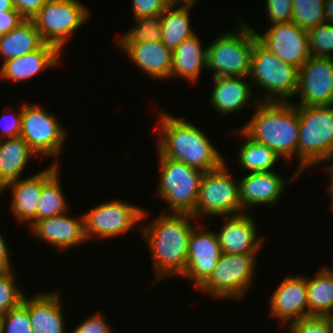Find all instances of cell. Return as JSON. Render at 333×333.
Masks as SVG:
<instances>
[{
    "label": "cell",
    "mask_w": 333,
    "mask_h": 333,
    "mask_svg": "<svg viewBox=\"0 0 333 333\" xmlns=\"http://www.w3.org/2000/svg\"><path fill=\"white\" fill-rule=\"evenodd\" d=\"M166 211L163 210L153 222L139 226L150 250L156 282L184 273L189 238L194 228L192 214Z\"/></svg>",
    "instance_id": "obj_1"
},
{
    "label": "cell",
    "mask_w": 333,
    "mask_h": 333,
    "mask_svg": "<svg viewBox=\"0 0 333 333\" xmlns=\"http://www.w3.org/2000/svg\"><path fill=\"white\" fill-rule=\"evenodd\" d=\"M159 121L157 151L163 157L183 162L203 173L226 162L199 127L165 112L160 113Z\"/></svg>",
    "instance_id": "obj_2"
},
{
    "label": "cell",
    "mask_w": 333,
    "mask_h": 333,
    "mask_svg": "<svg viewBox=\"0 0 333 333\" xmlns=\"http://www.w3.org/2000/svg\"><path fill=\"white\" fill-rule=\"evenodd\" d=\"M256 101L253 116L241 129L251 139L265 144L288 163L297 153V106L291 102Z\"/></svg>",
    "instance_id": "obj_3"
},
{
    "label": "cell",
    "mask_w": 333,
    "mask_h": 333,
    "mask_svg": "<svg viewBox=\"0 0 333 333\" xmlns=\"http://www.w3.org/2000/svg\"><path fill=\"white\" fill-rule=\"evenodd\" d=\"M299 138L297 143L298 167L292 181L307 168L328 163L333 156V105L297 106Z\"/></svg>",
    "instance_id": "obj_4"
},
{
    "label": "cell",
    "mask_w": 333,
    "mask_h": 333,
    "mask_svg": "<svg viewBox=\"0 0 333 333\" xmlns=\"http://www.w3.org/2000/svg\"><path fill=\"white\" fill-rule=\"evenodd\" d=\"M239 28L219 34L207 47V70L213 77H247L250 74L251 55L256 41V31L241 22Z\"/></svg>",
    "instance_id": "obj_5"
},
{
    "label": "cell",
    "mask_w": 333,
    "mask_h": 333,
    "mask_svg": "<svg viewBox=\"0 0 333 333\" xmlns=\"http://www.w3.org/2000/svg\"><path fill=\"white\" fill-rule=\"evenodd\" d=\"M249 77L260 90L266 91L265 98H259V102H289L296 97L299 69L283 62L258 40L251 55Z\"/></svg>",
    "instance_id": "obj_6"
},
{
    "label": "cell",
    "mask_w": 333,
    "mask_h": 333,
    "mask_svg": "<svg viewBox=\"0 0 333 333\" xmlns=\"http://www.w3.org/2000/svg\"><path fill=\"white\" fill-rule=\"evenodd\" d=\"M157 153L160 169L157 195L169 205V213L193 214L204 173Z\"/></svg>",
    "instance_id": "obj_7"
},
{
    "label": "cell",
    "mask_w": 333,
    "mask_h": 333,
    "mask_svg": "<svg viewBox=\"0 0 333 333\" xmlns=\"http://www.w3.org/2000/svg\"><path fill=\"white\" fill-rule=\"evenodd\" d=\"M256 255L222 253L213 272L197 289L214 299L243 298L254 281Z\"/></svg>",
    "instance_id": "obj_8"
},
{
    "label": "cell",
    "mask_w": 333,
    "mask_h": 333,
    "mask_svg": "<svg viewBox=\"0 0 333 333\" xmlns=\"http://www.w3.org/2000/svg\"><path fill=\"white\" fill-rule=\"evenodd\" d=\"M224 162L220 167L204 173L196 208L192 216H233L245 213L240 204L239 182L229 173Z\"/></svg>",
    "instance_id": "obj_9"
},
{
    "label": "cell",
    "mask_w": 333,
    "mask_h": 333,
    "mask_svg": "<svg viewBox=\"0 0 333 333\" xmlns=\"http://www.w3.org/2000/svg\"><path fill=\"white\" fill-rule=\"evenodd\" d=\"M88 15V8L79 0H47L32 21L42 40L62 51L64 44L84 24Z\"/></svg>",
    "instance_id": "obj_10"
},
{
    "label": "cell",
    "mask_w": 333,
    "mask_h": 333,
    "mask_svg": "<svg viewBox=\"0 0 333 333\" xmlns=\"http://www.w3.org/2000/svg\"><path fill=\"white\" fill-rule=\"evenodd\" d=\"M66 134L64 126L42 106L23 104L20 136L36 156L56 158L65 143Z\"/></svg>",
    "instance_id": "obj_11"
},
{
    "label": "cell",
    "mask_w": 333,
    "mask_h": 333,
    "mask_svg": "<svg viewBox=\"0 0 333 333\" xmlns=\"http://www.w3.org/2000/svg\"><path fill=\"white\" fill-rule=\"evenodd\" d=\"M145 210L121 200L97 205L83 214L86 238L91 241L96 237L107 239L124 235L146 218Z\"/></svg>",
    "instance_id": "obj_12"
},
{
    "label": "cell",
    "mask_w": 333,
    "mask_h": 333,
    "mask_svg": "<svg viewBox=\"0 0 333 333\" xmlns=\"http://www.w3.org/2000/svg\"><path fill=\"white\" fill-rule=\"evenodd\" d=\"M260 34L258 41L283 62L300 67L311 57L307 31L290 22L274 23Z\"/></svg>",
    "instance_id": "obj_13"
},
{
    "label": "cell",
    "mask_w": 333,
    "mask_h": 333,
    "mask_svg": "<svg viewBox=\"0 0 333 333\" xmlns=\"http://www.w3.org/2000/svg\"><path fill=\"white\" fill-rule=\"evenodd\" d=\"M299 94V95H298ZM296 106L333 105V62L331 58L311 56L299 69Z\"/></svg>",
    "instance_id": "obj_14"
},
{
    "label": "cell",
    "mask_w": 333,
    "mask_h": 333,
    "mask_svg": "<svg viewBox=\"0 0 333 333\" xmlns=\"http://www.w3.org/2000/svg\"><path fill=\"white\" fill-rule=\"evenodd\" d=\"M201 227V229H199ZM199 230H198V229ZM193 228L188 244L187 265L182 279L194 281L198 288L213 272L222 254L216 232L202 226Z\"/></svg>",
    "instance_id": "obj_15"
},
{
    "label": "cell",
    "mask_w": 333,
    "mask_h": 333,
    "mask_svg": "<svg viewBox=\"0 0 333 333\" xmlns=\"http://www.w3.org/2000/svg\"><path fill=\"white\" fill-rule=\"evenodd\" d=\"M272 317L286 325L309 316L306 277L287 276L269 299Z\"/></svg>",
    "instance_id": "obj_16"
},
{
    "label": "cell",
    "mask_w": 333,
    "mask_h": 333,
    "mask_svg": "<svg viewBox=\"0 0 333 333\" xmlns=\"http://www.w3.org/2000/svg\"><path fill=\"white\" fill-rule=\"evenodd\" d=\"M248 212L224 217L216 233L222 253L257 254L262 248L263 239L258 237L256 223Z\"/></svg>",
    "instance_id": "obj_17"
},
{
    "label": "cell",
    "mask_w": 333,
    "mask_h": 333,
    "mask_svg": "<svg viewBox=\"0 0 333 333\" xmlns=\"http://www.w3.org/2000/svg\"><path fill=\"white\" fill-rule=\"evenodd\" d=\"M67 212L58 216L35 221L29 228L34 237L58 250H67L87 241L84 216L72 218Z\"/></svg>",
    "instance_id": "obj_18"
},
{
    "label": "cell",
    "mask_w": 333,
    "mask_h": 333,
    "mask_svg": "<svg viewBox=\"0 0 333 333\" xmlns=\"http://www.w3.org/2000/svg\"><path fill=\"white\" fill-rule=\"evenodd\" d=\"M284 179L275 171L254 172L243 176L239 181L242 208L247 211L261 204L269 207L276 205L284 192L286 185Z\"/></svg>",
    "instance_id": "obj_19"
},
{
    "label": "cell",
    "mask_w": 333,
    "mask_h": 333,
    "mask_svg": "<svg viewBox=\"0 0 333 333\" xmlns=\"http://www.w3.org/2000/svg\"><path fill=\"white\" fill-rule=\"evenodd\" d=\"M60 56L61 51L56 46L44 43L31 53L3 62L0 67V79L20 83V81L30 79L49 67L58 66Z\"/></svg>",
    "instance_id": "obj_20"
},
{
    "label": "cell",
    "mask_w": 333,
    "mask_h": 333,
    "mask_svg": "<svg viewBox=\"0 0 333 333\" xmlns=\"http://www.w3.org/2000/svg\"><path fill=\"white\" fill-rule=\"evenodd\" d=\"M127 57L153 79H166L171 76L173 51L162 41L137 44H118Z\"/></svg>",
    "instance_id": "obj_21"
},
{
    "label": "cell",
    "mask_w": 333,
    "mask_h": 333,
    "mask_svg": "<svg viewBox=\"0 0 333 333\" xmlns=\"http://www.w3.org/2000/svg\"><path fill=\"white\" fill-rule=\"evenodd\" d=\"M61 295L51 291L32 298L24 295L22 303L28 308L33 333H66Z\"/></svg>",
    "instance_id": "obj_22"
},
{
    "label": "cell",
    "mask_w": 333,
    "mask_h": 333,
    "mask_svg": "<svg viewBox=\"0 0 333 333\" xmlns=\"http://www.w3.org/2000/svg\"><path fill=\"white\" fill-rule=\"evenodd\" d=\"M11 188L10 210L20 223L27 222L29 227L37 221V206L42 189V170L27 178H19L7 183L0 194Z\"/></svg>",
    "instance_id": "obj_23"
},
{
    "label": "cell",
    "mask_w": 333,
    "mask_h": 333,
    "mask_svg": "<svg viewBox=\"0 0 333 333\" xmlns=\"http://www.w3.org/2000/svg\"><path fill=\"white\" fill-rule=\"evenodd\" d=\"M244 78L246 77H213L214 86L210 95V103L216 112L225 116L251 105L248 102L255 95L252 93L251 84L244 81Z\"/></svg>",
    "instance_id": "obj_24"
},
{
    "label": "cell",
    "mask_w": 333,
    "mask_h": 333,
    "mask_svg": "<svg viewBox=\"0 0 333 333\" xmlns=\"http://www.w3.org/2000/svg\"><path fill=\"white\" fill-rule=\"evenodd\" d=\"M205 67H207V47L203 48L200 38L195 33L173 51L170 78L180 76L187 82L195 84Z\"/></svg>",
    "instance_id": "obj_25"
},
{
    "label": "cell",
    "mask_w": 333,
    "mask_h": 333,
    "mask_svg": "<svg viewBox=\"0 0 333 333\" xmlns=\"http://www.w3.org/2000/svg\"><path fill=\"white\" fill-rule=\"evenodd\" d=\"M32 156L36 157V154L21 136L0 139V190L22 177L20 175Z\"/></svg>",
    "instance_id": "obj_26"
},
{
    "label": "cell",
    "mask_w": 333,
    "mask_h": 333,
    "mask_svg": "<svg viewBox=\"0 0 333 333\" xmlns=\"http://www.w3.org/2000/svg\"><path fill=\"white\" fill-rule=\"evenodd\" d=\"M58 161L42 170V189L37 206V220L64 214L68 210V200L60 182Z\"/></svg>",
    "instance_id": "obj_27"
},
{
    "label": "cell",
    "mask_w": 333,
    "mask_h": 333,
    "mask_svg": "<svg viewBox=\"0 0 333 333\" xmlns=\"http://www.w3.org/2000/svg\"><path fill=\"white\" fill-rule=\"evenodd\" d=\"M45 42L32 19H25L15 29L0 36V55L5 62L39 49Z\"/></svg>",
    "instance_id": "obj_28"
},
{
    "label": "cell",
    "mask_w": 333,
    "mask_h": 333,
    "mask_svg": "<svg viewBox=\"0 0 333 333\" xmlns=\"http://www.w3.org/2000/svg\"><path fill=\"white\" fill-rule=\"evenodd\" d=\"M309 316L333 315V268L325 265L316 275L306 278Z\"/></svg>",
    "instance_id": "obj_29"
},
{
    "label": "cell",
    "mask_w": 333,
    "mask_h": 333,
    "mask_svg": "<svg viewBox=\"0 0 333 333\" xmlns=\"http://www.w3.org/2000/svg\"><path fill=\"white\" fill-rule=\"evenodd\" d=\"M192 6L170 4L162 13V43L172 51L186 38L195 34L189 17Z\"/></svg>",
    "instance_id": "obj_30"
},
{
    "label": "cell",
    "mask_w": 333,
    "mask_h": 333,
    "mask_svg": "<svg viewBox=\"0 0 333 333\" xmlns=\"http://www.w3.org/2000/svg\"><path fill=\"white\" fill-rule=\"evenodd\" d=\"M236 132L246 139L245 143L239 145L236 154L241 169L249 173L274 171L272 168L280 157L265 144L251 139L242 129Z\"/></svg>",
    "instance_id": "obj_31"
},
{
    "label": "cell",
    "mask_w": 333,
    "mask_h": 333,
    "mask_svg": "<svg viewBox=\"0 0 333 333\" xmlns=\"http://www.w3.org/2000/svg\"><path fill=\"white\" fill-rule=\"evenodd\" d=\"M162 14L136 18L135 26L117 40V44L162 41Z\"/></svg>",
    "instance_id": "obj_32"
},
{
    "label": "cell",
    "mask_w": 333,
    "mask_h": 333,
    "mask_svg": "<svg viewBox=\"0 0 333 333\" xmlns=\"http://www.w3.org/2000/svg\"><path fill=\"white\" fill-rule=\"evenodd\" d=\"M325 0H293L292 22L308 31L325 23Z\"/></svg>",
    "instance_id": "obj_33"
},
{
    "label": "cell",
    "mask_w": 333,
    "mask_h": 333,
    "mask_svg": "<svg viewBox=\"0 0 333 333\" xmlns=\"http://www.w3.org/2000/svg\"><path fill=\"white\" fill-rule=\"evenodd\" d=\"M311 56L331 58L333 55V24L322 23L307 31Z\"/></svg>",
    "instance_id": "obj_34"
},
{
    "label": "cell",
    "mask_w": 333,
    "mask_h": 333,
    "mask_svg": "<svg viewBox=\"0 0 333 333\" xmlns=\"http://www.w3.org/2000/svg\"><path fill=\"white\" fill-rule=\"evenodd\" d=\"M13 270L0 272V315L4 316L10 309L17 307L23 300L24 293L15 283ZM15 283V284H14Z\"/></svg>",
    "instance_id": "obj_35"
},
{
    "label": "cell",
    "mask_w": 333,
    "mask_h": 333,
    "mask_svg": "<svg viewBox=\"0 0 333 333\" xmlns=\"http://www.w3.org/2000/svg\"><path fill=\"white\" fill-rule=\"evenodd\" d=\"M1 333H33L29 310L22 302L3 316Z\"/></svg>",
    "instance_id": "obj_36"
},
{
    "label": "cell",
    "mask_w": 333,
    "mask_h": 333,
    "mask_svg": "<svg viewBox=\"0 0 333 333\" xmlns=\"http://www.w3.org/2000/svg\"><path fill=\"white\" fill-rule=\"evenodd\" d=\"M287 325L288 333H333V321L328 316H308Z\"/></svg>",
    "instance_id": "obj_37"
},
{
    "label": "cell",
    "mask_w": 333,
    "mask_h": 333,
    "mask_svg": "<svg viewBox=\"0 0 333 333\" xmlns=\"http://www.w3.org/2000/svg\"><path fill=\"white\" fill-rule=\"evenodd\" d=\"M269 24L290 22L293 17V0H266Z\"/></svg>",
    "instance_id": "obj_38"
},
{
    "label": "cell",
    "mask_w": 333,
    "mask_h": 333,
    "mask_svg": "<svg viewBox=\"0 0 333 333\" xmlns=\"http://www.w3.org/2000/svg\"><path fill=\"white\" fill-rule=\"evenodd\" d=\"M171 4L170 0H132L134 18L162 14Z\"/></svg>",
    "instance_id": "obj_39"
},
{
    "label": "cell",
    "mask_w": 333,
    "mask_h": 333,
    "mask_svg": "<svg viewBox=\"0 0 333 333\" xmlns=\"http://www.w3.org/2000/svg\"><path fill=\"white\" fill-rule=\"evenodd\" d=\"M18 109L19 110H17L18 112L16 114L10 112L11 114L8 115L3 114L2 117L0 118V125H1L0 139H4L5 137L15 138L20 136L21 125H22L23 103L20 105Z\"/></svg>",
    "instance_id": "obj_40"
},
{
    "label": "cell",
    "mask_w": 333,
    "mask_h": 333,
    "mask_svg": "<svg viewBox=\"0 0 333 333\" xmlns=\"http://www.w3.org/2000/svg\"><path fill=\"white\" fill-rule=\"evenodd\" d=\"M102 313L96 312L78 324L72 333H113Z\"/></svg>",
    "instance_id": "obj_41"
},
{
    "label": "cell",
    "mask_w": 333,
    "mask_h": 333,
    "mask_svg": "<svg viewBox=\"0 0 333 333\" xmlns=\"http://www.w3.org/2000/svg\"><path fill=\"white\" fill-rule=\"evenodd\" d=\"M25 18L15 9L0 12V36L15 29Z\"/></svg>",
    "instance_id": "obj_42"
},
{
    "label": "cell",
    "mask_w": 333,
    "mask_h": 333,
    "mask_svg": "<svg viewBox=\"0 0 333 333\" xmlns=\"http://www.w3.org/2000/svg\"><path fill=\"white\" fill-rule=\"evenodd\" d=\"M47 0H12L14 8L25 18L33 19Z\"/></svg>",
    "instance_id": "obj_43"
},
{
    "label": "cell",
    "mask_w": 333,
    "mask_h": 333,
    "mask_svg": "<svg viewBox=\"0 0 333 333\" xmlns=\"http://www.w3.org/2000/svg\"><path fill=\"white\" fill-rule=\"evenodd\" d=\"M0 232V272H8L12 270V265L10 263V251L6 240Z\"/></svg>",
    "instance_id": "obj_44"
},
{
    "label": "cell",
    "mask_w": 333,
    "mask_h": 333,
    "mask_svg": "<svg viewBox=\"0 0 333 333\" xmlns=\"http://www.w3.org/2000/svg\"><path fill=\"white\" fill-rule=\"evenodd\" d=\"M324 8L325 22L333 24V0H325Z\"/></svg>",
    "instance_id": "obj_45"
},
{
    "label": "cell",
    "mask_w": 333,
    "mask_h": 333,
    "mask_svg": "<svg viewBox=\"0 0 333 333\" xmlns=\"http://www.w3.org/2000/svg\"><path fill=\"white\" fill-rule=\"evenodd\" d=\"M13 8L12 0H0V12L12 10Z\"/></svg>",
    "instance_id": "obj_46"
},
{
    "label": "cell",
    "mask_w": 333,
    "mask_h": 333,
    "mask_svg": "<svg viewBox=\"0 0 333 333\" xmlns=\"http://www.w3.org/2000/svg\"><path fill=\"white\" fill-rule=\"evenodd\" d=\"M171 4H182V5H195V2H197V0H170Z\"/></svg>",
    "instance_id": "obj_47"
},
{
    "label": "cell",
    "mask_w": 333,
    "mask_h": 333,
    "mask_svg": "<svg viewBox=\"0 0 333 333\" xmlns=\"http://www.w3.org/2000/svg\"><path fill=\"white\" fill-rule=\"evenodd\" d=\"M332 160V161H331ZM329 161H331L332 163L330 164V166H326V170H327V172L326 173H328L329 174V177H330V179H333V156L329 159Z\"/></svg>",
    "instance_id": "obj_48"
},
{
    "label": "cell",
    "mask_w": 333,
    "mask_h": 333,
    "mask_svg": "<svg viewBox=\"0 0 333 333\" xmlns=\"http://www.w3.org/2000/svg\"><path fill=\"white\" fill-rule=\"evenodd\" d=\"M330 183H329V189H328V191H329V193H330V197L332 198V208L331 209H333V179H331L330 181H329Z\"/></svg>",
    "instance_id": "obj_49"
},
{
    "label": "cell",
    "mask_w": 333,
    "mask_h": 333,
    "mask_svg": "<svg viewBox=\"0 0 333 333\" xmlns=\"http://www.w3.org/2000/svg\"><path fill=\"white\" fill-rule=\"evenodd\" d=\"M2 318H3V316L0 315V333H1V328H2Z\"/></svg>",
    "instance_id": "obj_50"
}]
</instances>
